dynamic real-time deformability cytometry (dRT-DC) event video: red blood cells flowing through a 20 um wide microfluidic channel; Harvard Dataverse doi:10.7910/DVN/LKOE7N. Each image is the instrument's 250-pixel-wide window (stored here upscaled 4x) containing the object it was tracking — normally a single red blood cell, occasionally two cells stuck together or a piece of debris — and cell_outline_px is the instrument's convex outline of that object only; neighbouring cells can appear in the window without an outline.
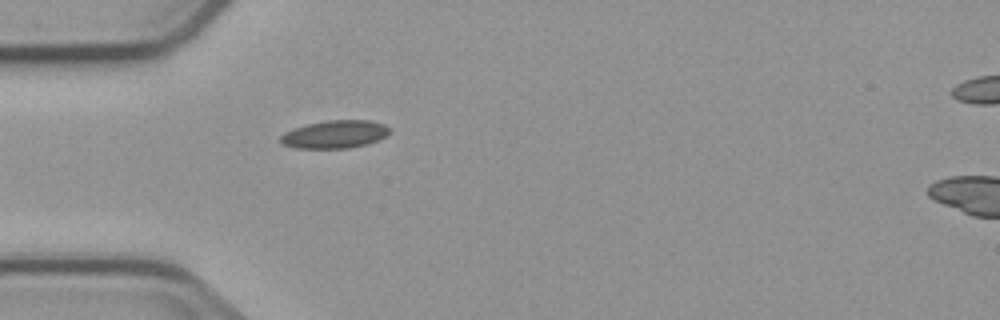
{"species": "common noctule bat (a hibernating species)", "species_latin": "Nyctalus noctula", "temperature_condition": "cold", "stored_images_in_passage": 2, "camera_frame_rate_fps": 3000, "um_per_image_px": 0.085, "animal": {"sex": "male", "body_mass_g": 23.1, "forearm_length_mm": 52.7}, "frame": {"image": 1, "passage_image": 1, "time_ms": 0.0, "image_size_px": [1000, 320], "cell_outline_px": [[392, 132], [380, 140], [368, 144], [348, 148], [296, 148], [284, 144], [280, 140], [280, 136], [284, 132], [292, 128], [308, 124], [328, 120], [368, 120], [384, 124], [392, 128]], "centroid_in_image_um": [28.52, 11.41], "position_along_channel_um": 56.5, "area_um2": 17.92}}